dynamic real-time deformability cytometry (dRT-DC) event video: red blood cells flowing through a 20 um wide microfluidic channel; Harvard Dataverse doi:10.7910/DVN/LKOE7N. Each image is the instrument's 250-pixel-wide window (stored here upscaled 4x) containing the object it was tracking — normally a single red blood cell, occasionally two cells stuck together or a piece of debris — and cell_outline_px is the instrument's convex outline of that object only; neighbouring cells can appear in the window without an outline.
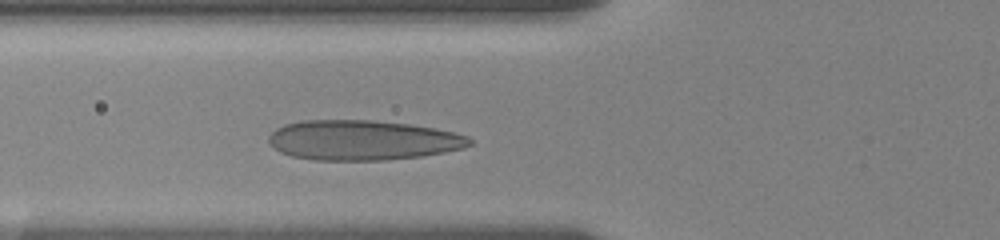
{"species": "human", "species_latin": "Homo sapiens", "temperature_condition": "room temperature", "stored_images_in_passage": 17, "camera_frame_rate_fps": 3000, "um_per_image_px": 0.085, "donor": {"sex": "female"}, "frame": {"image": 1, "passage_image": 5, "time_ms": 2.667, "image_size_px": [1000, 240], "cell_outline_px": [[472, 144], [464, 148], [444, 152], [420, 156], [388, 160], [316, 160], [292, 156], [280, 152], [268, 140], [268, 136], [276, 128], [284, 124], [300, 120], [372, 120], [408, 124], [432, 128], [452, 132], [468, 136], [472, 140]], "centroid_in_image_um": [30.81, 11.91], "position_along_channel_um": 95.0, "area_um2": 46.7}}
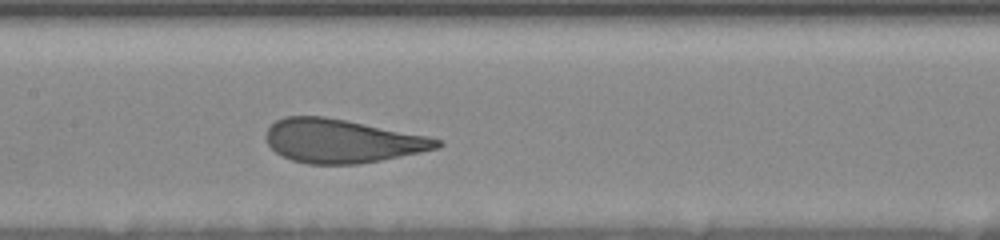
{"frame": {"image": 2, "passage_image": 12, "time_ms": 5.0, "image_size_px": [1000, 240], "cell_outline_px": [[444, 144], [440, 148], [360, 164], [308, 164], [292, 160], [276, 152], [268, 144], [268, 128], [276, 120], [284, 116], [324, 116], [428, 136], [444, 140]], "centroid_in_image_um": [29.1, 11.98], "position_along_channel_um": 178.3, "area_um2": 43.18}}
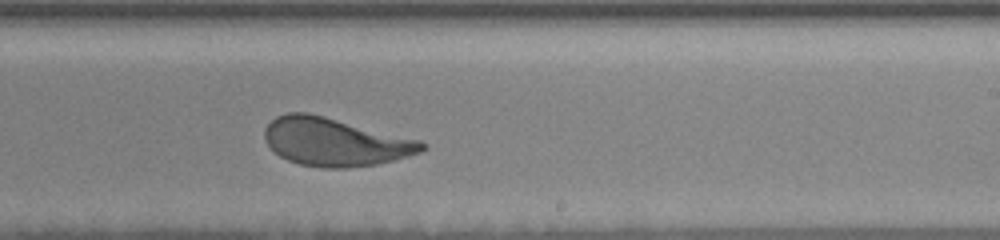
{"frame": {"image": 3, "passage_image": 17, "time_ms": 7.333, "image_size_px": [1000, 240], "cell_outline_px": [[428, 148], [420, 152], [396, 160], [376, 164], [348, 168], [324, 168], [300, 164], [288, 160], [280, 156], [268, 144], [264, 136], [264, 128], [276, 116], [288, 112], [308, 112], [420, 140], [428, 144]], "centroid_in_image_um": [28.49, 12.06], "position_along_channel_um": 260.5, "area_um2": 44.04}}